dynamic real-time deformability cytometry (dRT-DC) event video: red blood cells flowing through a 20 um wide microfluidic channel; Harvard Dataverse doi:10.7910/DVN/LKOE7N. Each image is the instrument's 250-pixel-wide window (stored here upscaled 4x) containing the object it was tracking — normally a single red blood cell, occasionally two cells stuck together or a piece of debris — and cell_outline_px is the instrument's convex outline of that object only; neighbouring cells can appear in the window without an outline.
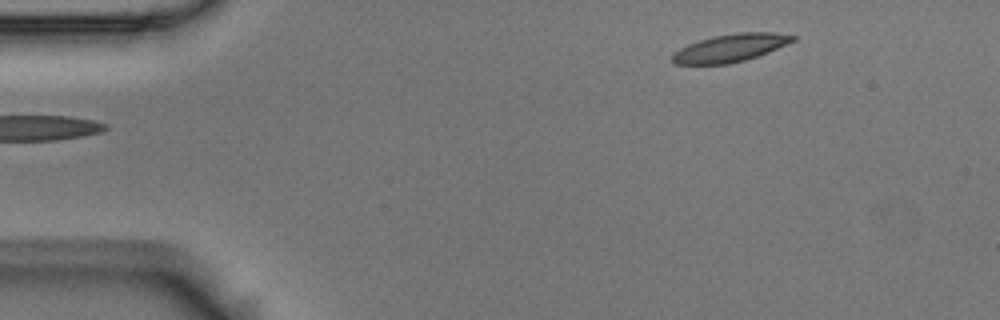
{"species": "Egyptian fruit bat (a non-hibernating species)", "species_latin": "Rousettus aegyptiacus", "temperature_condition": "room temperature", "stored_images_in_passage": 3, "camera_frame_rate_fps": 3000, "um_per_image_px": 0.085, "animal": {"sex": "male"}, "frame": {"image": 1, "passage_image": 3, "time_ms": 0.667, "image_size_px": [1000, 320], "cell_outline_px": [[796, 40], [768, 52], [744, 60], [728, 64], [676, 64], [672, 60], [672, 52], [688, 44], [712, 36], [736, 32], [772, 32], [796, 36]], "centroid_in_image_um": [62.07, 4.06], "position_along_channel_um": 22.9, "area_um2": 19.42}}